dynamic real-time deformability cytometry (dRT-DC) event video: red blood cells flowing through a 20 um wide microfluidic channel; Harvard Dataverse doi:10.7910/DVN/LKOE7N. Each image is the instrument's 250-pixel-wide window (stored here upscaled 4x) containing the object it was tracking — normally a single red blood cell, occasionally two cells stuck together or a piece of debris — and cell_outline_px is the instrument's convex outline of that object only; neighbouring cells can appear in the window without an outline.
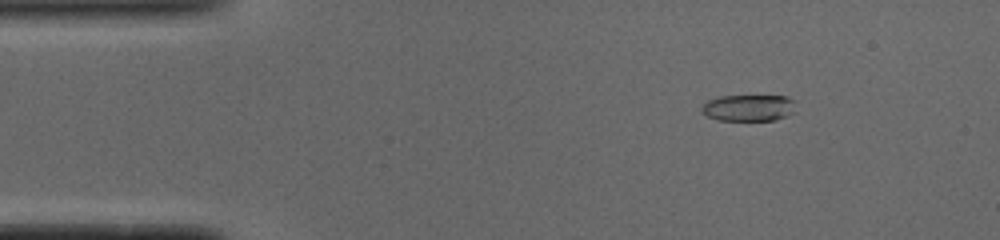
{"species": "common noctule bat (a hibernating species)", "species_latin": "Nyctalus noctula", "temperature_condition": "cold", "stored_images_in_passage": 50, "camera_frame_rate_fps": 3000, "um_per_image_px": 0.085, "animal": {"sex": "male", "body_mass_g": 19.0, "forearm_length_mm": 50.8}, "frame": {"image": 1, "passage_image": 6, "time_ms": 1.667, "image_size_px": [1000, 240], "cell_outline_px": [[792, 112], [788, 116], [772, 120], [716, 120], [708, 116], [700, 108], [708, 100], [720, 96], [788, 96], [792, 100]], "centroid_in_image_um": [63.59, 9.16], "position_along_channel_um": 21.4, "area_um2": 14.28}}
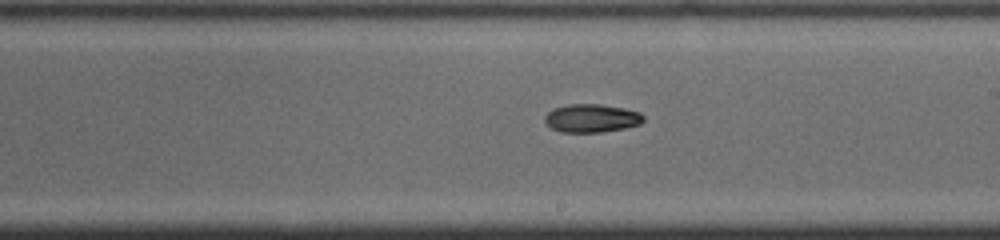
{"frame": {"image": 2, "passage_image": 28, "time_ms": 9.0, "image_size_px": [1000, 240], "cell_outline_px": [[644, 120], [640, 124], [624, 128], [600, 132], [560, 132], [552, 128], [544, 120], [544, 116], [548, 112], [556, 108], [568, 104], [600, 104], [624, 108], [640, 112], [644, 116]], "centroid_in_image_um": [50.3, 10.04], "position_along_channel_um": 238.7, "area_um2": 16.18}}
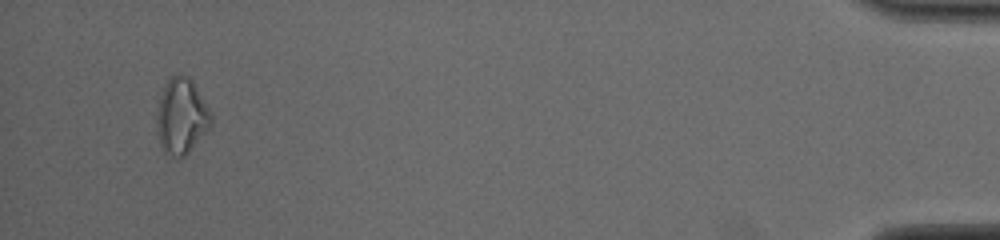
{"frame": {"image": 3, "passage_image": 48, "time_ms": 15.667, "image_size_px": [1000, 240], "cell_outline_px": [[212, 124], [188, 152], [184, 156], [172, 156], [164, 152], [160, 144], [156, 124], [156, 112], [160, 96], [164, 84], [168, 76], [180, 72], [188, 76], [192, 80], [212, 112]], "centroid_in_image_um": [15.41, 9.81], "position_along_channel_um": 419.8, "area_um2": 24.22}, "authors_computed_cell_mechanics": {"area_um2": 16.5019, "velocity_mm_per_s": 3.9229, "shape_relaxation_time_tau1_ms": 7.6821, "shape_relaxation_time_tau2_ms": null, "deformation_change_tau1": 0.1876, "deformation_change_tau2": null}}